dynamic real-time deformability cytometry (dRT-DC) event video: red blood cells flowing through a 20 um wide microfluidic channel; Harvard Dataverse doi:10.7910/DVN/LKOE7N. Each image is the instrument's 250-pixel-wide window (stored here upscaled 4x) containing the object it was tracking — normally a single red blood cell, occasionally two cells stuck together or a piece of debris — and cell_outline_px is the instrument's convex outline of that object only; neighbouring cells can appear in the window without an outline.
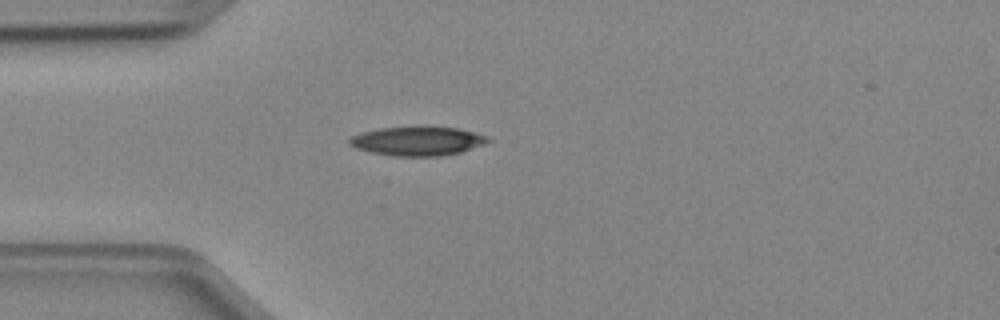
{"species": "Egyptian fruit bat (a non-hibernating species)", "species_latin": "Rousettus aegyptiacus", "temperature_condition": "cold", "stored_images_in_passage": 2, "camera_frame_rate_fps": 3000, "um_per_image_px": 0.085, "animal": {"sex": "female"}, "frame": {"image": 1, "passage_image": 2, "time_ms": 0.333, "image_size_px": [1000, 320], "cell_outline_px": [[492, 140], [484, 144], [460, 152], [440, 156], [396, 156], [372, 152], [356, 148], [348, 144], [348, 140], [352, 136], [360, 132], [380, 128], [416, 124], [424, 124], [456, 128], [488, 136]], "centroid_in_image_um": [35.48, 11.94], "position_along_channel_um": 49.5, "area_um2": 24.1}}